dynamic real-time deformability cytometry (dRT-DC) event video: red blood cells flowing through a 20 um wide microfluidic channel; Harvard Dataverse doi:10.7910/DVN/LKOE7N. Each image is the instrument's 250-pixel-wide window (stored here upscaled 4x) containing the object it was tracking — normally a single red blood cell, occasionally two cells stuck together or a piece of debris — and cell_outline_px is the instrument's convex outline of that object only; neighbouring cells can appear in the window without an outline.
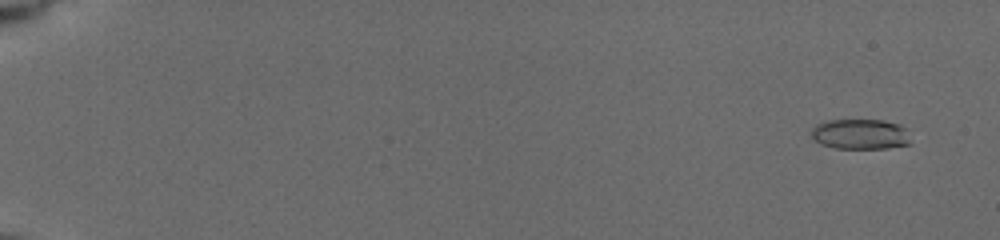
{"species": "common noctule bat (a hibernating species)", "species_latin": "Nyctalus noctula", "temperature_condition": "cold", "stored_images_in_passage": 8, "camera_frame_rate_fps": 3000, "um_per_image_px": 0.085, "animal": {"sex": "female", "body_mass_g": 19.5, "forearm_length_mm": 54.1}, "frame": {"image": 1, "passage_image": 2, "time_ms": 1.0, "image_size_px": [1000, 240], "cell_outline_px": [[908, 144], [888, 148], [836, 148], [820, 144], [812, 136], [812, 128], [816, 124], [828, 120], [884, 120], [900, 124], [904, 128], [908, 140]], "centroid_in_image_um": [73.09, 11.39], "position_along_channel_um": 11.9, "area_um2": 17.28}}
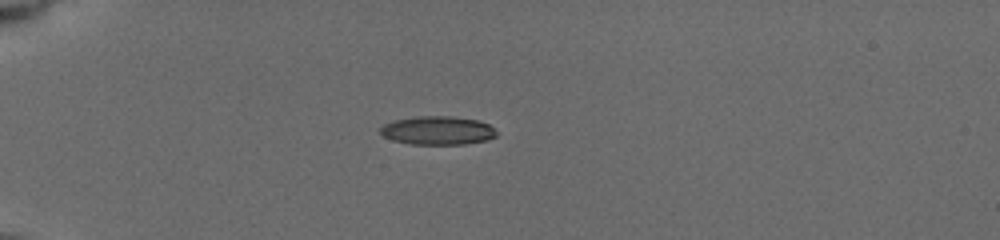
{"frame": {"image": 2, "passage_image": 7, "time_ms": 5.667, "image_size_px": [1000, 240], "cell_outline_px": [[496, 136], [488, 140], [464, 144], [412, 144], [392, 140], [384, 136], [380, 132], [380, 128], [384, 124], [396, 120], [416, 116], [452, 116], [480, 120], [488, 124], [496, 132]], "centroid_in_image_um": [37.21, 11.09], "position_along_channel_um": 47.8, "area_um2": 19.31}}